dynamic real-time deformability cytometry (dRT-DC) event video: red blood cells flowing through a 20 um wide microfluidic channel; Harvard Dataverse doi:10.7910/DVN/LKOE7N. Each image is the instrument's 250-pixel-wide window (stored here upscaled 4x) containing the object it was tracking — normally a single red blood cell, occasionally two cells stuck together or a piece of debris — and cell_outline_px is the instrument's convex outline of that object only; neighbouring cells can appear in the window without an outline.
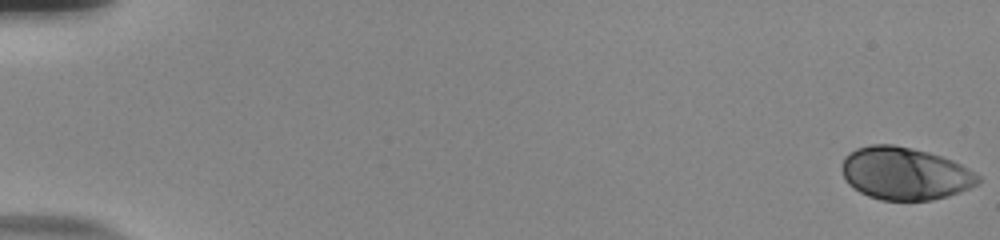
{"species": "human", "species_latin": "Homo sapiens", "temperature_condition": "room temperature", "stored_images_in_passage": 57, "camera_frame_rate_fps": 3000, "um_per_image_px": 0.085, "donor": {"sex": "male"}, "frame": {"image": 1, "passage_image": 1, "time_ms": 0.0, "image_size_px": [1000, 240], "cell_outline_px": [[980, 180], [976, 184], [960, 192], [948, 196], [932, 200], [880, 200], [868, 196], [860, 192], [848, 184], [840, 168], [844, 156], [848, 152], [856, 148], [872, 144], [892, 144], [912, 148], [928, 152], [952, 160], [968, 168], [980, 176]], "centroid_in_image_um": [76.88, 14.74], "position_along_channel_um": 8.1, "area_um2": 41.85}}
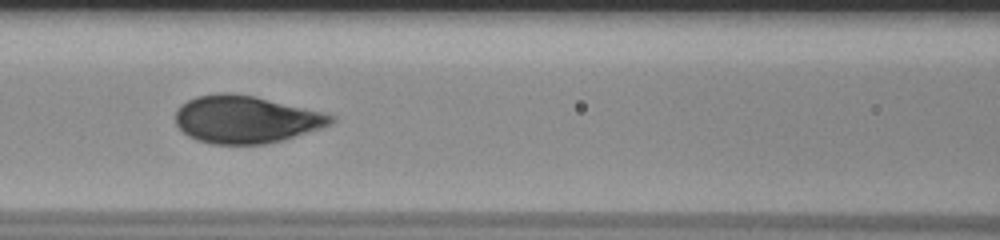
{"frame": {"image": 2, "passage_image": 27, "time_ms": 8.667, "image_size_px": [1000, 240], "cell_outline_px": [[336, 120], [332, 124], [320, 128], [280, 140], [264, 144], [212, 144], [196, 140], [188, 136], [176, 124], [176, 112], [180, 104], [196, 96], [216, 92], [232, 92], [256, 96], [324, 112], [336, 116]], "centroid_in_image_um": [20.89, 10.13], "position_along_channel_um": 145.7, "area_um2": 43.18}}
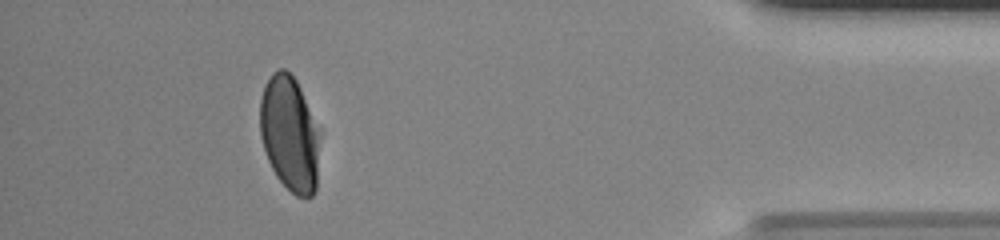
{"frame": {"image": 3, "passage_image": 52, "time_ms": 17.0, "image_size_px": [1000, 240], "cell_outline_px": [[324, 132], [316, 192], [312, 196], [296, 196], [276, 176], [268, 160], [260, 136], [260, 100], [264, 88], [272, 72], [280, 68], [284, 68], [296, 80]], "centroid_in_image_um": [24.71, 11.38], "position_along_channel_um": 410.5, "area_um2": 41.56}, "authors_computed_cell_mechanics": {"area_um2": 42.7142, "velocity_mm_per_s": 3.7174, "shape_relaxation_time_tau1_ms": 4.0668, "shape_relaxation_time_tau2_ms": null, "deformation_change_tau1": 0.1809, "deformation_change_tau2": null}}